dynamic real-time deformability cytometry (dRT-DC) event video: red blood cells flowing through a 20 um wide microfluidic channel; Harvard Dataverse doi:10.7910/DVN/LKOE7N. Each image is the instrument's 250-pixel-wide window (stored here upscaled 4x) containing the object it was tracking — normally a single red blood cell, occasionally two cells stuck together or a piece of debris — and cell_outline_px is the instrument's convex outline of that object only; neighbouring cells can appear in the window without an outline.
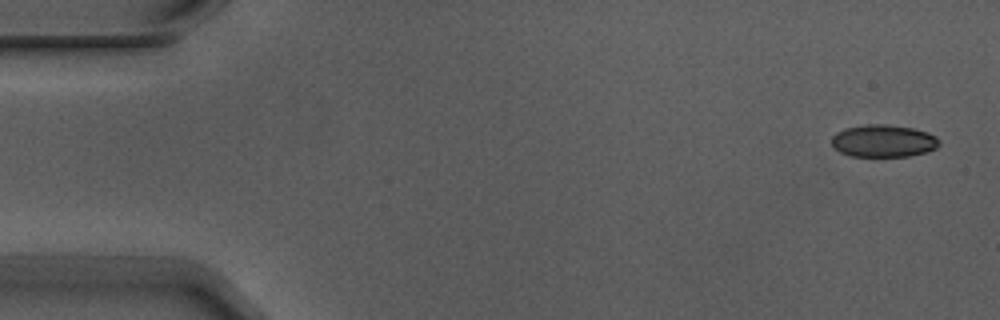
{"species": "Egyptian fruit bat (a non-hibernating species)", "species_latin": "Rousettus aegyptiacus", "temperature_condition": "warm", "stored_images_in_passage": 5, "camera_frame_rate_fps": 3000, "um_per_image_px": 0.085, "animal": {"sex": "male"}, "frame": {"image": 1, "passage_image": 1, "time_ms": 0.0, "image_size_px": [1000, 320], "cell_outline_px": [[940, 144], [936, 148], [924, 152], [908, 156], [848, 156], [840, 152], [832, 144], [832, 136], [836, 132], [844, 128], [864, 124], [884, 124], [912, 128], [928, 132], [936, 136], [940, 140]], "centroid_in_image_um": [75.08, 11.97], "position_along_channel_um": 9.9, "area_um2": 20.35}}